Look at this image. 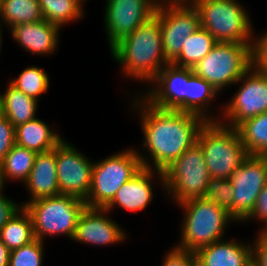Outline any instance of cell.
Segmentation results:
<instances>
[{
  "mask_svg": "<svg viewBox=\"0 0 267 266\" xmlns=\"http://www.w3.org/2000/svg\"><path fill=\"white\" fill-rule=\"evenodd\" d=\"M49 82V76L45 70L38 66H29L9 83L26 96L39 101V96L48 92Z\"/></svg>",
  "mask_w": 267,
  "mask_h": 266,
  "instance_id": "obj_30",
  "label": "cell"
},
{
  "mask_svg": "<svg viewBox=\"0 0 267 266\" xmlns=\"http://www.w3.org/2000/svg\"><path fill=\"white\" fill-rule=\"evenodd\" d=\"M264 226L261 228V230H258L259 233H257V238L267 243V221L263 224Z\"/></svg>",
  "mask_w": 267,
  "mask_h": 266,
  "instance_id": "obj_40",
  "label": "cell"
},
{
  "mask_svg": "<svg viewBox=\"0 0 267 266\" xmlns=\"http://www.w3.org/2000/svg\"><path fill=\"white\" fill-rule=\"evenodd\" d=\"M40 118H34L15 127V144L35 153L54 149L63 138Z\"/></svg>",
  "mask_w": 267,
  "mask_h": 266,
  "instance_id": "obj_21",
  "label": "cell"
},
{
  "mask_svg": "<svg viewBox=\"0 0 267 266\" xmlns=\"http://www.w3.org/2000/svg\"><path fill=\"white\" fill-rule=\"evenodd\" d=\"M39 5L43 19L60 28L84 16L83 4L78 0H39Z\"/></svg>",
  "mask_w": 267,
  "mask_h": 266,
  "instance_id": "obj_29",
  "label": "cell"
},
{
  "mask_svg": "<svg viewBox=\"0 0 267 266\" xmlns=\"http://www.w3.org/2000/svg\"><path fill=\"white\" fill-rule=\"evenodd\" d=\"M200 27L217 42L246 43L253 46V29L248 11L237 0H196Z\"/></svg>",
  "mask_w": 267,
  "mask_h": 266,
  "instance_id": "obj_5",
  "label": "cell"
},
{
  "mask_svg": "<svg viewBox=\"0 0 267 266\" xmlns=\"http://www.w3.org/2000/svg\"><path fill=\"white\" fill-rule=\"evenodd\" d=\"M5 186L0 187V230L8 222V220L16 214V212L22 207L12 201V199L3 195V189Z\"/></svg>",
  "mask_w": 267,
  "mask_h": 266,
  "instance_id": "obj_36",
  "label": "cell"
},
{
  "mask_svg": "<svg viewBox=\"0 0 267 266\" xmlns=\"http://www.w3.org/2000/svg\"><path fill=\"white\" fill-rule=\"evenodd\" d=\"M249 219H257L258 222L261 221L262 223L267 221V184L259 193L253 210L243 221H250Z\"/></svg>",
  "mask_w": 267,
  "mask_h": 266,
  "instance_id": "obj_37",
  "label": "cell"
},
{
  "mask_svg": "<svg viewBox=\"0 0 267 266\" xmlns=\"http://www.w3.org/2000/svg\"><path fill=\"white\" fill-rule=\"evenodd\" d=\"M78 1L83 4V2H85L86 0H78Z\"/></svg>",
  "mask_w": 267,
  "mask_h": 266,
  "instance_id": "obj_43",
  "label": "cell"
},
{
  "mask_svg": "<svg viewBox=\"0 0 267 266\" xmlns=\"http://www.w3.org/2000/svg\"><path fill=\"white\" fill-rule=\"evenodd\" d=\"M141 96L153 107L187 112L188 68L169 63Z\"/></svg>",
  "mask_w": 267,
  "mask_h": 266,
  "instance_id": "obj_15",
  "label": "cell"
},
{
  "mask_svg": "<svg viewBox=\"0 0 267 266\" xmlns=\"http://www.w3.org/2000/svg\"><path fill=\"white\" fill-rule=\"evenodd\" d=\"M110 52L126 77L151 82L169 64L163 52L158 14L155 12L134 32L114 45Z\"/></svg>",
  "mask_w": 267,
  "mask_h": 266,
  "instance_id": "obj_2",
  "label": "cell"
},
{
  "mask_svg": "<svg viewBox=\"0 0 267 266\" xmlns=\"http://www.w3.org/2000/svg\"><path fill=\"white\" fill-rule=\"evenodd\" d=\"M162 266H197L195 252L172 247L165 254Z\"/></svg>",
  "mask_w": 267,
  "mask_h": 266,
  "instance_id": "obj_34",
  "label": "cell"
},
{
  "mask_svg": "<svg viewBox=\"0 0 267 266\" xmlns=\"http://www.w3.org/2000/svg\"><path fill=\"white\" fill-rule=\"evenodd\" d=\"M233 193L230 179L210 177L204 198L226 209L232 216Z\"/></svg>",
  "mask_w": 267,
  "mask_h": 266,
  "instance_id": "obj_32",
  "label": "cell"
},
{
  "mask_svg": "<svg viewBox=\"0 0 267 266\" xmlns=\"http://www.w3.org/2000/svg\"><path fill=\"white\" fill-rule=\"evenodd\" d=\"M252 66V45L218 42L191 69L194 75L205 79L220 92L237 83Z\"/></svg>",
  "mask_w": 267,
  "mask_h": 266,
  "instance_id": "obj_7",
  "label": "cell"
},
{
  "mask_svg": "<svg viewBox=\"0 0 267 266\" xmlns=\"http://www.w3.org/2000/svg\"><path fill=\"white\" fill-rule=\"evenodd\" d=\"M156 174L159 176L158 178L164 189L163 172L142 167L129 181L120 187L104 209L110 212L115 206H119L121 209H125V211L136 212L144 210L154 197V183L152 182Z\"/></svg>",
  "mask_w": 267,
  "mask_h": 266,
  "instance_id": "obj_17",
  "label": "cell"
},
{
  "mask_svg": "<svg viewBox=\"0 0 267 266\" xmlns=\"http://www.w3.org/2000/svg\"><path fill=\"white\" fill-rule=\"evenodd\" d=\"M155 12L160 23L163 52L171 63L180 54L188 36L199 29V13L192 3L161 4Z\"/></svg>",
  "mask_w": 267,
  "mask_h": 266,
  "instance_id": "obj_11",
  "label": "cell"
},
{
  "mask_svg": "<svg viewBox=\"0 0 267 266\" xmlns=\"http://www.w3.org/2000/svg\"><path fill=\"white\" fill-rule=\"evenodd\" d=\"M197 142L202 147L210 177L230 179L249 156L237 129L218 121H207L198 132Z\"/></svg>",
  "mask_w": 267,
  "mask_h": 266,
  "instance_id": "obj_4",
  "label": "cell"
},
{
  "mask_svg": "<svg viewBox=\"0 0 267 266\" xmlns=\"http://www.w3.org/2000/svg\"><path fill=\"white\" fill-rule=\"evenodd\" d=\"M157 5L161 4H176V3H190V0H153Z\"/></svg>",
  "mask_w": 267,
  "mask_h": 266,
  "instance_id": "obj_41",
  "label": "cell"
},
{
  "mask_svg": "<svg viewBox=\"0 0 267 266\" xmlns=\"http://www.w3.org/2000/svg\"><path fill=\"white\" fill-rule=\"evenodd\" d=\"M178 205L185 215L181 239L175 246L183 250L196 252L201 247L223 240L230 222L236 221L226 209L204 197L191 198Z\"/></svg>",
  "mask_w": 267,
  "mask_h": 266,
  "instance_id": "obj_3",
  "label": "cell"
},
{
  "mask_svg": "<svg viewBox=\"0 0 267 266\" xmlns=\"http://www.w3.org/2000/svg\"><path fill=\"white\" fill-rule=\"evenodd\" d=\"M236 129L249 155L267 156V112L243 121Z\"/></svg>",
  "mask_w": 267,
  "mask_h": 266,
  "instance_id": "obj_27",
  "label": "cell"
},
{
  "mask_svg": "<svg viewBox=\"0 0 267 266\" xmlns=\"http://www.w3.org/2000/svg\"><path fill=\"white\" fill-rule=\"evenodd\" d=\"M10 258L9 248L0 240V266H8Z\"/></svg>",
  "mask_w": 267,
  "mask_h": 266,
  "instance_id": "obj_39",
  "label": "cell"
},
{
  "mask_svg": "<svg viewBox=\"0 0 267 266\" xmlns=\"http://www.w3.org/2000/svg\"><path fill=\"white\" fill-rule=\"evenodd\" d=\"M44 243L39 239L10 251L8 266H41L44 258Z\"/></svg>",
  "mask_w": 267,
  "mask_h": 266,
  "instance_id": "obj_31",
  "label": "cell"
},
{
  "mask_svg": "<svg viewBox=\"0 0 267 266\" xmlns=\"http://www.w3.org/2000/svg\"><path fill=\"white\" fill-rule=\"evenodd\" d=\"M43 20L39 0H0V22L12 28L16 24Z\"/></svg>",
  "mask_w": 267,
  "mask_h": 266,
  "instance_id": "obj_28",
  "label": "cell"
},
{
  "mask_svg": "<svg viewBox=\"0 0 267 266\" xmlns=\"http://www.w3.org/2000/svg\"><path fill=\"white\" fill-rule=\"evenodd\" d=\"M133 99L132 109L136 108L137 113L141 115L138 117L141 119L140 126L144 135L142 147L148 152H138L141 164L143 167L163 172L197 142L198 132L206 121L193 113L153 107L141 95Z\"/></svg>",
  "mask_w": 267,
  "mask_h": 266,
  "instance_id": "obj_1",
  "label": "cell"
},
{
  "mask_svg": "<svg viewBox=\"0 0 267 266\" xmlns=\"http://www.w3.org/2000/svg\"><path fill=\"white\" fill-rule=\"evenodd\" d=\"M94 161L88 160L73 144L62 140L56 146L57 178L60 194L85 200L90 192Z\"/></svg>",
  "mask_w": 267,
  "mask_h": 266,
  "instance_id": "obj_13",
  "label": "cell"
},
{
  "mask_svg": "<svg viewBox=\"0 0 267 266\" xmlns=\"http://www.w3.org/2000/svg\"><path fill=\"white\" fill-rule=\"evenodd\" d=\"M35 239L31 217L24 207H21L0 230V240L10 251Z\"/></svg>",
  "mask_w": 267,
  "mask_h": 266,
  "instance_id": "obj_25",
  "label": "cell"
},
{
  "mask_svg": "<svg viewBox=\"0 0 267 266\" xmlns=\"http://www.w3.org/2000/svg\"><path fill=\"white\" fill-rule=\"evenodd\" d=\"M29 195L27 202H23L22 207L37 199L60 195L57 166H56V147L52 150L37 153L34 165L24 182Z\"/></svg>",
  "mask_w": 267,
  "mask_h": 266,
  "instance_id": "obj_19",
  "label": "cell"
},
{
  "mask_svg": "<svg viewBox=\"0 0 267 266\" xmlns=\"http://www.w3.org/2000/svg\"><path fill=\"white\" fill-rule=\"evenodd\" d=\"M142 167L138 151L131 148L94 162L91 189L84 200L86 206L104 208Z\"/></svg>",
  "mask_w": 267,
  "mask_h": 266,
  "instance_id": "obj_9",
  "label": "cell"
},
{
  "mask_svg": "<svg viewBox=\"0 0 267 266\" xmlns=\"http://www.w3.org/2000/svg\"><path fill=\"white\" fill-rule=\"evenodd\" d=\"M164 193L176 204L204 197L210 175L201 145L195 142L163 171Z\"/></svg>",
  "mask_w": 267,
  "mask_h": 266,
  "instance_id": "obj_8",
  "label": "cell"
},
{
  "mask_svg": "<svg viewBox=\"0 0 267 266\" xmlns=\"http://www.w3.org/2000/svg\"><path fill=\"white\" fill-rule=\"evenodd\" d=\"M60 27L46 20L16 24L10 33L19 46L34 55H50L56 51Z\"/></svg>",
  "mask_w": 267,
  "mask_h": 266,
  "instance_id": "obj_18",
  "label": "cell"
},
{
  "mask_svg": "<svg viewBox=\"0 0 267 266\" xmlns=\"http://www.w3.org/2000/svg\"><path fill=\"white\" fill-rule=\"evenodd\" d=\"M239 82L242 84L237 92L222 109L224 115L222 113L221 117H224L218 120L219 123L231 128H236L243 121L267 112V74L252 66L237 84Z\"/></svg>",
  "mask_w": 267,
  "mask_h": 266,
  "instance_id": "obj_10",
  "label": "cell"
},
{
  "mask_svg": "<svg viewBox=\"0 0 267 266\" xmlns=\"http://www.w3.org/2000/svg\"><path fill=\"white\" fill-rule=\"evenodd\" d=\"M15 145V127L0 113V162Z\"/></svg>",
  "mask_w": 267,
  "mask_h": 266,
  "instance_id": "obj_35",
  "label": "cell"
},
{
  "mask_svg": "<svg viewBox=\"0 0 267 266\" xmlns=\"http://www.w3.org/2000/svg\"><path fill=\"white\" fill-rule=\"evenodd\" d=\"M215 38L202 27L188 36L180 54L171 62L178 67L192 68L217 44Z\"/></svg>",
  "mask_w": 267,
  "mask_h": 266,
  "instance_id": "obj_26",
  "label": "cell"
},
{
  "mask_svg": "<svg viewBox=\"0 0 267 266\" xmlns=\"http://www.w3.org/2000/svg\"><path fill=\"white\" fill-rule=\"evenodd\" d=\"M108 213L104 208L86 207L79 217L72 240L99 246L119 244L124 241L126 239L124 229L109 218Z\"/></svg>",
  "mask_w": 267,
  "mask_h": 266,
  "instance_id": "obj_16",
  "label": "cell"
},
{
  "mask_svg": "<svg viewBox=\"0 0 267 266\" xmlns=\"http://www.w3.org/2000/svg\"><path fill=\"white\" fill-rule=\"evenodd\" d=\"M259 35L261 36H254L253 40V67L256 70L267 74V31Z\"/></svg>",
  "mask_w": 267,
  "mask_h": 266,
  "instance_id": "obj_33",
  "label": "cell"
},
{
  "mask_svg": "<svg viewBox=\"0 0 267 266\" xmlns=\"http://www.w3.org/2000/svg\"><path fill=\"white\" fill-rule=\"evenodd\" d=\"M233 188L232 217L236 222L251 213L256 199L267 184V156L249 155L230 177Z\"/></svg>",
  "mask_w": 267,
  "mask_h": 266,
  "instance_id": "obj_12",
  "label": "cell"
},
{
  "mask_svg": "<svg viewBox=\"0 0 267 266\" xmlns=\"http://www.w3.org/2000/svg\"><path fill=\"white\" fill-rule=\"evenodd\" d=\"M217 94L219 92L209 82L194 75L192 69L188 68L187 112L200 115L206 122L218 121L219 116L215 117L209 111L211 100Z\"/></svg>",
  "mask_w": 267,
  "mask_h": 266,
  "instance_id": "obj_23",
  "label": "cell"
},
{
  "mask_svg": "<svg viewBox=\"0 0 267 266\" xmlns=\"http://www.w3.org/2000/svg\"><path fill=\"white\" fill-rule=\"evenodd\" d=\"M36 155L34 151L15 144L0 162L2 185L10 179L24 183L30 175Z\"/></svg>",
  "mask_w": 267,
  "mask_h": 266,
  "instance_id": "obj_24",
  "label": "cell"
},
{
  "mask_svg": "<svg viewBox=\"0 0 267 266\" xmlns=\"http://www.w3.org/2000/svg\"><path fill=\"white\" fill-rule=\"evenodd\" d=\"M252 263L255 266H267V243L257 237L252 244Z\"/></svg>",
  "mask_w": 267,
  "mask_h": 266,
  "instance_id": "obj_38",
  "label": "cell"
},
{
  "mask_svg": "<svg viewBox=\"0 0 267 266\" xmlns=\"http://www.w3.org/2000/svg\"><path fill=\"white\" fill-rule=\"evenodd\" d=\"M197 266H250L252 244L234 240H220L195 252Z\"/></svg>",
  "mask_w": 267,
  "mask_h": 266,
  "instance_id": "obj_20",
  "label": "cell"
},
{
  "mask_svg": "<svg viewBox=\"0 0 267 266\" xmlns=\"http://www.w3.org/2000/svg\"><path fill=\"white\" fill-rule=\"evenodd\" d=\"M29 213L35 238L67 235L72 240L81 213L87 207L83 199L60 194L28 202L23 206Z\"/></svg>",
  "mask_w": 267,
  "mask_h": 266,
  "instance_id": "obj_6",
  "label": "cell"
},
{
  "mask_svg": "<svg viewBox=\"0 0 267 266\" xmlns=\"http://www.w3.org/2000/svg\"><path fill=\"white\" fill-rule=\"evenodd\" d=\"M38 102L8 83L5 92H0V113L17 127L36 118Z\"/></svg>",
  "mask_w": 267,
  "mask_h": 266,
  "instance_id": "obj_22",
  "label": "cell"
},
{
  "mask_svg": "<svg viewBox=\"0 0 267 266\" xmlns=\"http://www.w3.org/2000/svg\"><path fill=\"white\" fill-rule=\"evenodd\" d=\"M104 23L109 48L134 32L154 15L153 0H106Z\"/></svg>",
  "mask_w": 267,
  "mask_h": 266,
  "instance_id": "obj_14",
  "label": "cell"
},
{
  "mask_svg": "<svg viewBox=\"0 0 267 266\" xmlns=\"http://www.w3.org/2000/svg\"><path fill=\"white\" fill-rule=\"evenodd\" d=\"M2 25H3V24L0 23V51H1V45H2V40H3V39H2V34H3V33H2V31H3V30H2V28H3Z\"/></svg>",
  "mask_w": 267,
  "mask_h": 266,
  "instance_id": "obj_42",
  "label": "cell"
}]
</instances>
